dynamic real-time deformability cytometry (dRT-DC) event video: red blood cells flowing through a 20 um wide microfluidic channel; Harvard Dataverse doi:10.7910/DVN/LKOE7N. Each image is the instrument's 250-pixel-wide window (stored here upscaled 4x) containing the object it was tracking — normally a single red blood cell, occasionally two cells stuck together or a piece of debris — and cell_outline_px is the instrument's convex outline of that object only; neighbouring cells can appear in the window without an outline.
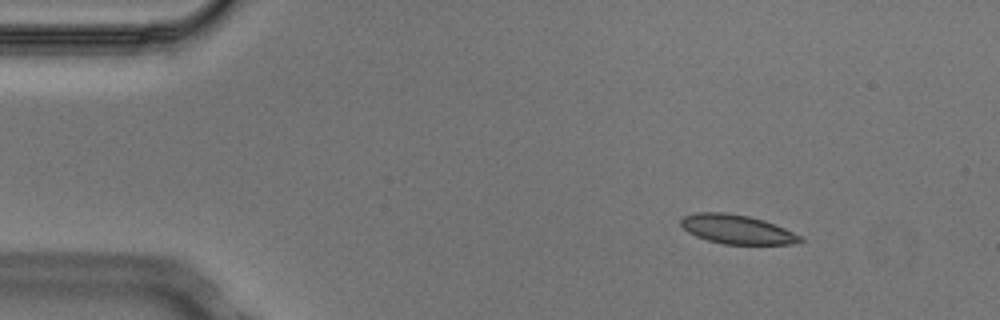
{"species": "Egyptian fruit bat (a non-hibernating species)", "species_latin": "Rousettus aegyptiacus", "temperature_condition": "cold", "stored_images_in_passage": 3, "camera_frame_rate_fps": 3000, "um_per_image_px": 0.085, "animal": {"sex": "male"}, "frame": {"image": 1, "passage_image": 1, "time_ms": 0.0, "image_size_px": [1000, 320], "cell_outline_px": [[804, 240], [792, 244], [724, 244], [708, 240], [696, 236], [688, 232], [680, 224], [680, 220], [684, 216], [696, 212], [724, 212], [748, 216], [764, 220], [776, 224], [800, 236]], "centroid_in_image_um": [62.62, 19.49], "position_along_channel_um": 22.4, "area_um2": 20.11}}